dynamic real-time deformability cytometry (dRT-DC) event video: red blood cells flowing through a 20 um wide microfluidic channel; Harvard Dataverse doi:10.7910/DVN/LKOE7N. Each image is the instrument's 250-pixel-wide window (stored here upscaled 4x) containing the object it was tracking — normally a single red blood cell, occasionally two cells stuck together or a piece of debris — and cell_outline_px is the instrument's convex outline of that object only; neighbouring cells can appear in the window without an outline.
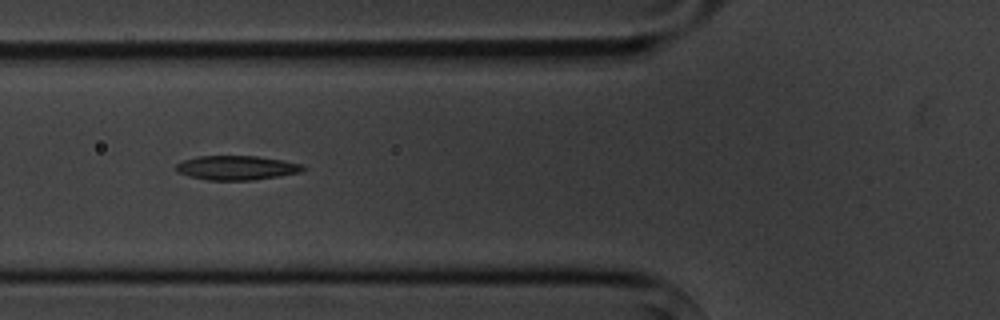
{"species": "common noctule bat (a hibernating species)", "species_latin": "Nyctalus noctula", "temperature_condition": "cold", "stored_images_in_passage": 6, "camera_frame_rate_fps": 3000, "um_per_image_px": 0.085, "animal": {"sex": "male", "body_mass_g": 20.1, "forearm_length_mm": 53.5}, "frame": {"image": 1, "passage_image": 5, "time_ms": 5.333, "image_size_px": [1000, 320], "cell_outline_px": [[308, 168], [300, 172], [280, 176], [252, 180], [208, 180], [188, 176], [176, 172], [176, 164], [184, 160], [196, 156], [256, 156], [284, 160], [304, 164]], "centroid_in_image_um": [20.14, 14.26], "position_along_channel_um": 105.7, "area_um2": 18.15}}
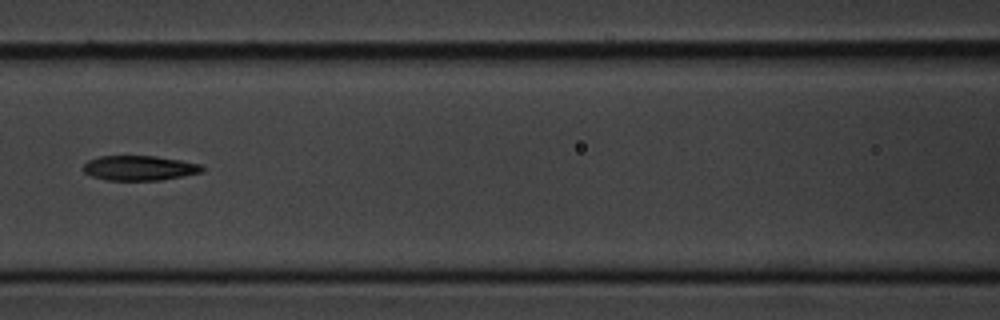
{"frame": {"image": 2, "passage_image": 6, "time_ms": 6.667, "image_size_px": [1000, 320], "cell_outline_px": [[204, 168], [200, 172], [184, 176], [160, 180], [104, 180], [92, 176], [84, 172], [84, 164], [88, 160], [100, 156], [156, 156], [180, 160], [200, 164]], "centroid_in_image_um": [11.83, 14.28], "position_along_channel_um": 154.8, "area_um2": 17.11}}